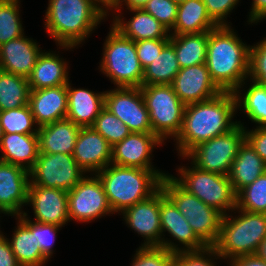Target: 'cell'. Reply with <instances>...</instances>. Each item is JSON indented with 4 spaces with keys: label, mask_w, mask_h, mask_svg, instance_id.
I'll use <instances>...</instances> for the list:
<instances>
[{
    "label": "cell",
    "mask_w": 266,
    "mask_h": 266,
    "mask_svg": "<svg viewBox=\"0 0 266 266\" xmlns=\"http://www.w3.org/2000/svg\"><path fill=\"white\" fill-rule=\"evenodd\" d=\"M237 112L234 92L222 91L215 97L185 105L183 124L174 139L178 154L185 156L198 144L228 133L238 122L232 121Z\"/></svg>",
    "instance_id": "6da1fadb"
},
{
    "label": "cell",
    "mask_w": 266,
    "mask_h": 266,
    "mask_svg": "<svg viewBox=\"0 0 266 266\" xmlns=\"http://www.w3.org/2000/svg\"><path fill=\"white\" fill-rule=\"evenodd\" d=\"M250 45L230 26L208 32L206 66L221 91L242 92L249 75ZM242 88V90H241Z\"/></svg>",
    "instance_id": "7a4b0ae2"
},
{
    "label": "cell",
    "mask_w": 266,
    "mask_h": 266,
    "mask_svg": "<svg viewBox=\"0 0 266 266\" xmlns=\"http://www.w3.org/2000/svg\"><path fill=\"white\" fill-rule=\"evenodd\" d=\"M44 27L62 49H73L107 16L91 0H49Z\"/></svg>",
    "instance_id": "3957f363"
},
{
    "label": "cell",
    "mask_w": 266,
    "mask_h": 266,
    "mask_svg": "<svg viewBox=\"0 0 266 266\" xmlns=\"http://www.w3.org/2000/svg\"><path fill=\"white\" fill-rule=\"evenodd\" d=\"M168 173L110 163L96 175L101 180L113 213L144 201L161 188V180Z\"/></svg>",
    "instance_id": "277c9868"
},
{
    "label": "cell",
    "mask_w": 266,
    "mask_h": 266,
    "mask_svg": "<svg viewBox=\"0 0 266 266\" xmlns=\"http://www.w3.org/2000/svg\"><path fill=\"white\" fill-rule=\"evenodd\" d=\"M232 216L223 215L218 240L213 245L222 260L255 254L266 237V214L235 208ZM230 214V215H229Z\"/></svg>",
    "instance_id": "5b68a950"
},
{
    "label": "cell",
    "mask_w": 266,
    "mask_h": 266,
    "mask_svg": "<svg viewBox=\"0 0 266 266\" xmlns=\"http://www.w3.org/2000/svg\"><path fill=\"white\" fill-rule=\"evenodd\" d=\"M103 45L100 71L117 87L142 86L143 68L137 57L135 42L124 37L112 25Z\"/></svg>",
    "instance_id": "8992f818"
},
{
    "label": "cell",
    "mask_w": 266,
    "mask_h": 266,
    "mask_svg": "<svg viewBox=\"0 0 266 266\" xmlns=\"http://www.w3.org/2000/svg\"><path fill=\"white\" fill-rule=\"evenodd\" d=\"M161 188L187 219L195 234L207 246H213L219 237L223 214L184 190L171 174L162 178Z\"/></svg>",
    "instance_id": "52a82bcc"
},
{
    "label": "cell",
    "mask_w": 266,
    "mask_h": 266,
    "mask_svg": "<svg viewBox=\"0 0 266 266\" xmlns=\"http://www.w3.org/2000/svg\"><path fill=\"white\" fill-rule=\"evenodd\" d=\"M181 167V168H180ZM178 176L172 178L186 191L223 215L236 208V193L228 176L201 170L194 166H180Z\"/></svg>",
    "instance_id": "ba28073f"
},
{
    "label": "cell",
    "mask_w": 266,
    "mask_h": 266,
    "mask_svg": "<svg viewBox=\"0 0 266 266\" xmlns=\"http://www.w3.org/2000/svg\"><path fill=\"white\" fill-rule=\"evenodd\" d=\"M140 89L149 112L152 133L163 142L170 137L174 140L182 128L185 104L171 85H144Z\"/></svg>",
    "instance_id": "9c48e42d"
},
{
    "label": "cell",
    "mask_w": 266,
    "mask_h": 266,
    "mask_svg": "<svg viewBox=\"0 0 266 266\" xmlns=\"http://www.w3.org/2000/svg\"><path fill=\"white\" fill-rule=\"evenodd\" d=\"M245 141V128L241 121L226 134L216 136L192 148L184 159L201 170L228 176L232 162Z\"/></svg>",
    "instance_id": "30bf717a"
},
{
    "label": "cell",
    "mask_w": 266,
    "mask_h": 266,
    "mask_svg": "<svg viewBox=\"0 0 266 266\" xmlns=\"http://www.w3.org/2000/svg\"><path fill=\"white\" fill-rule=\"evenodd\" d=\"M30 185L45 188L72 190L84 177L72 154L39 153L36 163L29 171Z\"/></svg>",
    "instance_id": "8fae6325"
},
{
    "label": "cell",
    "mask_w": 266,
    "mask_h": 266,
    "mask_svg": "<svg viewBox=\"0 0 266 266\" xmlns=\"http://www.w3.org/2000/svg\"><path fill=\"white\" fill-rule=\"evenodd\" d=\"M92 176L86 175L72 190L68 191L70 221L87 223L107 214H114L101 180L96 174Z\"/></svg>",
    "instance_id": "7c38bea8"
},
{
    "label": "cell",
    "mask_w": 266,
    "mask_h": 266,
    "mask_svg": "<svg viewBox=\"0 0 266 266\" xmlns=\"http://www.w3.org/2000/svg\"><path fill=\"white\" fill-rule=\"evenodd\" d=\"M105 108L122 121L133 133H152L149 112L141 89L116 87L105 91Z\"/></svg>",
    "instance_id": "4fadbf2b"
},
{
    "label": "cell",
    "mask_w": 266,
    "mask_h": 266,
    "mask_svg": "<svg viewBox=\"0 0 266 266\" xmlns=\"http://www.w3.org/2000/svg\"><path fill=\"white\" fill-rule=\"evenodd\" d=\"M160 221L162 228V243L160 247H163L171 252L200 250L207 245L195 234L187 219L177 209L175 204L166 196L163 189L160 188ZM164 232H168L174 241V243L168 238L165 239ZM168 239V240H167ZM182 247H179L180 245Z\"/></svg>",
    "instance_id": "5bb4252c"
},
{
    "label": "cell",
    "mask_w": 266,
    "mask_h": 266,
    "mask_svg": "<svg viewBox=\"0 0 266 266\" xmlns=\"http://www.w3.org/2000/svg\"><path fill=\"white\" fill-rule=\"evenodd\" d=\"M30 173L0 160V214L17 217L27 205Z\"/></svg>",
    "instance_id": "9a60e30c"
},
{
    "label": "cell",
    "mask_w": 266,
    "mask_h": 266,
    "mask_svg": "<svg viewBox=\"0 0 266 266\" xmlns=\"http://www.w3.org/2000/svg\"><path fill=\"white\" fill-rule=\"evenodd\" d=\"M160 189L148 199L138 202L123 212L125 223L144 238L141 246H161Z\"/></svg>",
    "instance_id": "2e32d148"
},
{
    "label": "cell",
    "mask_w": 266,
    "mask_h": 266,
    "mask_svg": "<svg viewBox=\"0 0 266 266\" xmlns=\"http://www.w3.org/2000/svg\"><path fill=\"white\" fill-rule=\"evenodd\" d=\"M164 142L154 133L131 132L124 140L112 147L111 163L123 167L158 170L151 163L154 147Z\"/></svg>",
    "instance_id": "e0dca14e"
},
{
    "label": "cell",
    "mask_w": 266,
    "mask_h": 266,
    "mask_svg": "<svg viewBox=\"0 0 266 266\" xmlns=\"http://www.w3.org/2000/svg\"><path fill=\"white\" fill-rule=\"evenodd\" d=\"M29 204L33 208L34 221L38 223L64 226L70 222L68 192L65 190L29 185Z\"/></svg>",
    "instance_id": "ac0fdd59"
},
{
    "label": "cell",
    "mask_w": 266,
    "mask_h": 266,
    "mask_svg": "<svg viewBox=\"0 0 266 266\" xmlns=\"http://www.w3.org/2000/svg\"><path fill=\"white\" fill-rule=\"evenodd\" d=\"M171 86L185 105L211 99L222 92L212 81L206 63L181 68Z\"/></svg>",
    "instance_id": "d6986e66"
},
{
    "label": "cell",
    "mask_w": 266,
    "mask_h": 266,
    "mask_svg": "<svg viewBox=\"0 0 266 266\" xmlns=\"http://www.w3.org/2000/svg\"><path fill=\"white\" fill-rule=\"evenodd\" d=\"M72 155L86 174L95 175L111 163L112 146L94 128L81 127Z\"/></svg>",
    "instance_id": "ffe728a7"
},
{
    "label": "cell",
    "mask_w": 266,
    "mask_h": 266,
    "mask_svg": "<svg viewBox=\"0 0 266 266\" xmlns=\"http://www.w3.org/2000/svg\"><path fill=\"white\" fill-rule=\"evenodd\" d=\"M36 40L21 37L0 46V70L28 78L42 53Z\"/></svg>",
    "instance_id": "44dd1931"
},
{
    "label": "cell",
    "mask_w": 266,
    "mask_h": 266,
    "mask_svg": "<svg viewBox=\"0 0 266 266\" xmlns=\"http://www.w3.org/2000/svg\"><path fill=\"white\" fill-rule=\"evenodd\" d=\"M28 105L39 127L66 118L67 85L30 90Z\"/></svg>",
    "instance_id": "7402d4cb"
},
{
    "label": "cell",
    "mask_w": 266,
    "mask_h": 266,
    "mask_svg": "<svg viewBox=\"0 0 266 266\" xmlns=\"http://www.w3.org/2000/svg\"><path fill=\"white\" fill-rule=\"evenodd\" d=\"M17 227L8 239L12 252L20 266H44L48 259L42 254L36 239V221L30 220L27 212L15 217Z\"/></svg>",
    "instance_id": "603a6c76"
},
{
    "label": "cell",
    "mask_w": 266,
    "mask_h": 266,
    "mask_svg": "<svg viewBox=\"0 0 266 266\" xmlns=\"http://www.w3.org/2000/svg\"><path fill=\"white\" fill-rule=\"evenodd\" d=\"M68 108L66 118L79 127H92L104 108L105 91L94 92L84 88H73L67 84Z\"/></svg>",
    "instance_id": "cb8c5ba5"
},
{
    "label": "cell",
    "mask_w": 266,
    "mask_h": 266,
    "mask_svg": "<svg viewBox=\"0 0 266 266\" xmlns=\"http://www.w3.org/2000/svg\"><path fill=\"white\" fill-rule=\"evenodd\" d=\"M134 16L129 21L121 18L119 13L112 14L113 17L112 26L118 30L124 37L138 42L148 39H170V31L163 26L156 18L143 9H131ZM117 15V16H116Z\"/></svg>",
    "instance_id": "d4e9b609"
},
{
    "label": "cell",
    "mask_w": 266,
    "mask_h": 266,
    "mask_svg": "<svg viewBox=\"0 0 266 266\" xmlns=\"http://www.w3.org/2000/svg\"><path fill=\"white\" fill-rule=\"evenodd\" d=\"M80 129L81 127L67 118L40 126L39 153L73 154Z\"/></svg>",
    "instance_id": "484cf974"
},
{
    "label": "cell",
    "mask_w": 266,
    "mask_h": 266,
    "mask_svg": "<svg viewBox=\"0 0 266 266\" xmlns=\"http://www.w3.org/2000/svg\"><path fill=\"white\" fill-rule=\"evenodd\" d=\"M0 160L30 171L39 154L38 134L3 133Z\"/></svg>",
    "instance_id": "4316f807"
},
{
    "label": "cell",
    "mask_w": 266,
    "mask_h": 266,
    "mask_svg": "<svg viewBox=\"0 0 266 266\" xmlns=\"http://www.w3.org/2000/svg\"><path fill=\"white\" fill-rule=\"evenodd\" d=\"M53 51H42L28 77L30 90L67 85L70 81L68 63Z\"/></svg>",
    "instance_id": "83f0119b"
},
{
    "label": "cell",
    "mask_w": 266,
    "mask_h": 266,
    "mask_svg": "<svg viewBox=\"0 0 266 266\" xmlns=\"http://www.w3.org/2000/svg\"><path fill=\"white\" fill-rule=\"evenodd\" d=\"M265 172L266 162L245 140L240 146L238 155L232 162L231 170L228 174L234 192L237 194Z\"/></svg>",
    "instance_id": "f1b7e54d"
},
{
    "label": "cell",
    "mask_w": 266,
    "mask_h": 266,
    "mask_svg": "<svg viewBox=\"0 0 266 266\" xmlns=\"http://www.w3.org/2000/svg\"><path fill=\"white\" fill-rule=\"evenodd\" d=\"M218 25L208 15L203 0H186L178 4L173 31L170 35L209 32Z\"/></svg>",
    "instance_id": "f546056e"
},
{
    "label": "cell",
    "mask_w": 266,
    "mask_h": 266,
    "mask_svg": "<svg viewBox=\"0 0 266 266\" xmlns=\"http://www.w3.org/2000/svg\"><path fill=\"white\" fill-rule=\"evenodd\" d=\"M180 68L206 63L208 32L170 35Z\"/></svg>",
    "instance_id": "4dcf8cb0"
},
{
    "label": "cell",
    "mask_w": 266,
    "mask_h": 266,
    "mask_svg": "<svg viewBox=\"0 0 266 266\" xmlns=\"http://www.w3.org/2000/svg\"><path fill=\"white\" fill-rule=\"evenodd\" d=\"M180 69L174 46L169 42L159 56L143 69L142 86L171 85Z\"/></svg>",
    "instance_id": "1f68e13d"
},
{
    "label": "cell",
    "mask_w": 266,
    "mask_h": 266,
    "mask_svg": "<svg viewBox=\"0 0 266 266\" xmlns=\"http://www.w3.org/2000/svg\"><path fill=\"white\" fill-rule=\"evenodd\" d=\"M28 78L0 70V111L28 105Z\"/></svg>",
    "instance_id": "d6a6232c"
},
{
    "label": "cell",
    "mask_w": 266,
    "mask_h": 266,
    "mask_svg": "<svg viewBox=\"0 0 266 266\" xmlns=\"http://www.w3.org/2000/svg\"><path fill=\"white\" fill-rule=\"evenodd\" d=\"M234 94L237 109L243 110L251 122L256 123V127H266V84L252 81L251 86L249 85L243 93Z\"/></svg>",
    "instance_id": "836d02e7"
},
{
    "label": "cell",
    "mask_w": 266,
    "mask_h": 266,
    "mask_svg": "<svg viewBox=\"0 0 266 266\" xmlns=\"http://www.w3.org/2000/svg\"><path fill=\"white\" fill-rule=\"evenodd\" d=\"M0 124L3 133L9 134H38L39 129L29 105H24L17 109L0 111Z\"/></svg>",
    "instance_id": "e575fe53"
},
{
    "label": "cell",
    "mask_w": 266,
    "mask_h": 266,
    "mask_svg": "<svg viewBox=\"0 0 266 266\" xmlns=\"http://www.w3.org/2000/svg\"><path fill=\"white\" fill-rule=\"evenodd\" d=\"M20 0H0V46L24 35Z\"/></svg>",
    "instance_id": "d590c367"
},
{
    "label": "cell",
    "mask_w": 266,
    "mask_h": 266,
    "mask_svg": "<svg viewBox=\"0 0 266 266\" xmlns=\"http://www.w3.org/2000/svg\"><path fill=\"white\" fill-rule=\"evenodd\" d=\"M236 208L266 214V172L236 194Z\"/></svg>",
    "instance_id": "8d00e7d4"
},
{
    "label": "cell",
    "mask_w": 266,
    "mask_h": 266,
    "mask_svg": "<svg viewBox=\"0 0 266 266\" xmlns=\"http://www.w3.org/2000/svg\"><path fill=\"white\" fill-rule=\"evenodd\" d=\"M94 128L113 147L124 140L131 131L107 108H103L95 119Z\"/></svg>",
    "instance_id": "74e56055"
},
{
    "label": "cell",
    "mask_w": 266,
    "mask_h": 266,
    "mask_svg": "<svg viewBox=\"0 0 266 266\" xmlns=\"http://www.w3.org/2000/svg\"><path fill=\"white\" fill-rule=\"evenodd\" d=\"M131 266H176V254L160 246H139Z\"/></svg>",
    "instance_id": "f35d334b"
},
{
    "label": "cell",
    "mask_w": 266,
    "mask_h": 266,
    "mask_svg": "<svg viewBox=\"0 0 266 266\" xmlns=\"http://www.w3.org/2000/svg\"><path fill=\"white\" fill-rule=\"evenodd\" d=\"M176 266H216L214 259H222L214 246L200 250L176 252Z\"/></svg>",
    "instance_id": "ab89813d"
},
{
    "label": "cell",
    "mask_w": 266,
    "mask_h": 266,
    "mask_svg": "<svg viewBox=\"0 0 266 266\" xmlns=\"http://www.w3.org/2000/svg\"><path fill=\"white\" fill-rule=\"evenodd\" d=\"M143 10L172 31L178 11V3L172 0H149Z\"/></svg>",
    "instance_id": "60d3db41"
},
{
    "label": "cell",
    "mask_w": 266,
    "mask_h": 266,
    "mask_svg": "<svg viewBox=\"0 0 266 266\" xmlns=\"http://www.w3.org/2000/svg\"><path fill=\"white\" fill-rule=\"evenodd\" d=\"M248 80L266 84V37L250 46Z\"/></svg>",
    "instance_id": "b9f144b4"
},
{
    "label": "cell",
    "mask_w": 266,
    "mask_h": 266,
    "mask_svg": "<svg viewBox=\"0 0 266 266\" xmlns=\"http://www.w3.org/2000/svg\"><path fill=\"white\" fill-rule=\"evenodd\" d=\"M170 42V39H148L135 42L137 57L144 69L159 56L162 49Z\"/></svg>",
    "instance_id": "7bdbcfd3"
},
{
    "label": "cell",
    "mask_w": 266,
    "mask_h": 266,
    "mask_svg": "<svg viewBox=\"0 0 266 266\" xmlns=\"http://www.w3.org/2000/svg\"><path fill=\"white\" fill-rule=\"evenodd\" d=\"M206 10L211 19L218 26H230L226 21L228 15L232 12L239 0H203Z\"/></svg>",
    "instance_id": "ee69618b"
},
{
    "label": "cell",
    "mask_w": 266,
    "mask_h": 266,
    "mask_svg": "<svg viewBox=\"0 0 266 266\" xmlns=\"http://www.w3.org/2000/svg\"><path fill=\"white\" fill-rule=\"evenodd\" d=\"M62 226L36 222V239L42 254L49 260L53 255L56 233Z\"/></svg>",
    "instance_id": "f6af8a7d"
},
{
    "label": "cell",
    "mask_w": 266,
    "mask_h": 266,
    "mask_svg": "<svg viewBox=\"0 0 266 266\" xmlns=\"http://www.w3.org/2000/svg\"><path fill=\"white\" fill-rule=\"evenodd\" d=\"M245 128V140L255 152L266 162V127H256L252 130Z\"/></svg>",
    "instance_id": "bcb514c9"
},
{
    "label": "cell",
    "mask_w": 266,
    "mask_h": 266,
    "mask_svg": "<svg viewBox=\"0 0 266 266\" xmlns=\"http://www.w3.org/2000/svg\"><path fill=\"white\" fill-rule=\"evenodd\" d=\"M0 266H20L12 252L8 238L0 231Z\"/></svg>",
    "instance_id": "7dc6e473"
},
{
    "label": "cell",
    "mask_w": 266,
    "mask_h": 266,
    "mask_svg": "<svg viewBox=\"0 0 266 266\" xmlns=\"http://www.w3.org/2000/svg\"><path fill=\"white\" fill-rule=\"evenodd\" d=\"M251 11L249 12L248 23H258L266 20V0H253Z\"/></svg>",
    "instance_id": "c3c4849f"
},
{
    "label": "cell",
    "mask_w": 266,
    "mask_h": 266,
    "mask_svg": "<svg viewBox=\"0 0 266 266\" xmlns=\"http://www.w3.org/2000/svg\"><path fill=\"white\" fill-rule=\"evenodd\" d=\"M231 266H266V262L256 254L241 256L229 262Z\"/></svg>",
    "instance_id": "681fc988"
},
{
    "label": "cell",
    "mask_w": 266,
    "mask_h": 266,
    "mask_svg": "<svg viewBox=\"0 0 266 266\" xmlns=\"http://www.w3.org/2000/svg\"><path fill=\"white\" fill-rule=\"evenodd\" d=\"M106 16L109 11L116 10L121 0H91ZM101 4V5H100ZM109 10V11H108Z\"/></svg>",
    "instance_id": "f907efd6"
},
{
    "label": "cell",
    "mask_w": 266,
    "mask_h": 266,
    "mask_svg": "<svg viewBox=\"0 0 266 266\" xmlns=\"http://www.w3.org/2000/svg\"><path fill=\"white\" fill-rule=\"evenodd\" d=\"M149 0H121L119 3V6L116 9L117 13L121 14V8L123 7L122 5L124 4L128 9H143V7L147 4Z\"/></svg>",
    "instance_id": "816d5d0a"
},
{
    "label": "cell",
    "mask_w": 266,
    "mask_h": 266,
    "mask_svg": "<svg viewBox=\"0 0 266 266\" xmlns=\"http://www.w3.org/2000/svg\"><path fill=\"white\" fill-rule=\"evenodd\" d=\"M255 254L266 262V237L259 244Z\"/></svg>",
    "instance_id": "f5cc1de1"
},
{
    "label": "cell",
    "mask_w": 266,
    "mask_h": 266,
    "mask_svg": "<svg viewBox=\"0 0 266 266\" xmlns=\"http://www.w3.org/2000/svg\"><path fill=\"white\" fill-rule=\"evenodd\" d=\"M2 136H3V131H2V128H1V124H0V142H1Z\"/></svg>",
    "instance_id": "db71d44e"
},
{
    "label": "cell",
    "mask_w": 266,
    "mask_h": 266,
    "mask_svg": "<svg viewBox=\"0 0 266 266\" xmlns=\"http://www.w3.org/2000/svg\"><path fill=\"white\" fill-rule=\"evenodd\" d=\"M173 2H176V3H181V2H184V1H186V0H172Z\"/></svg>",
    "instance_id": "11a10c76"
}]
</instances>
